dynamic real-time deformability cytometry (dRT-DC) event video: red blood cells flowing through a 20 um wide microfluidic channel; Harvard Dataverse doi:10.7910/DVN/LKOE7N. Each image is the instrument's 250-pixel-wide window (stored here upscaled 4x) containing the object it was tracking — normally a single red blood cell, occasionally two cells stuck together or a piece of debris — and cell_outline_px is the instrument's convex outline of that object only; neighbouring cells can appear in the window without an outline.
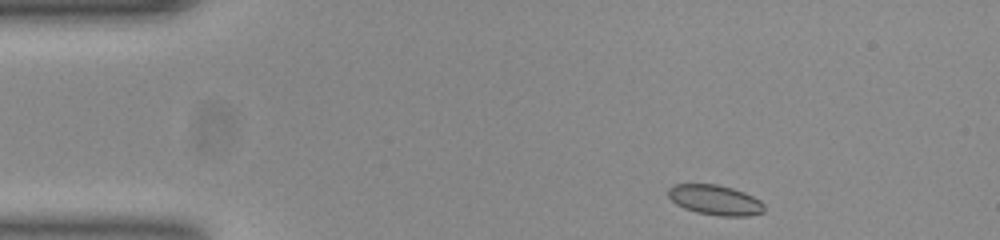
{"species": "common noctule bat (a hibernating species)", "species_latin": "Nyctalus noctula", "temperature_condition": "room temperature", "stored_images_in_passage": 46, "camera_frame_rate_fps": 3000, "um_per_image_px": 0.085, "animal": {"sex": "female", "body_mass_g": 23.0, "forearm_length_mm": 53.4}, "frame": {"image": 1, "passage_image": 1, "time_ms": 0.0, "image_size_px": [1000, 240], "cell_outline_px": [[764, 212], [748, 216], [720, 216], [696, 212], [684, 208], [676, 204], [668, 196], [668, 188], [676, 184], [716, 184], [732, 188], [744, 192], [760, 200], [764, 204]], "centroid_in_image_um": [60.79, 17.0], "position_along_channel_um": 24.2, "area_um2": 16.82}}
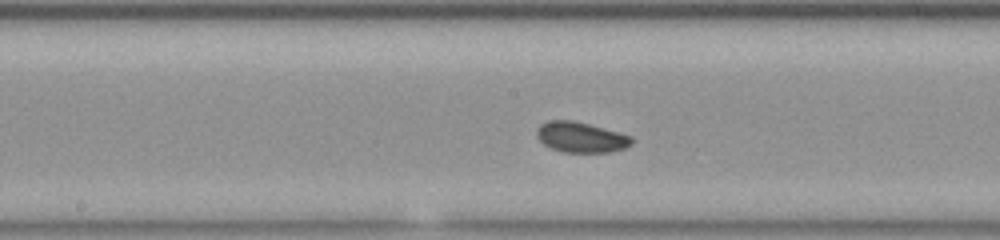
{"frame": {"image": 2, "passage_image": 20, "time_ms": 6.333, "image_size_px": [1000, 240], "cell_outline_px": [[632, 144], [624, 148], [608, 152], [564, 152], [552, 148], [544, 144], [536, 136], [536, 132], [540, 124], [548, 120], [572, 120], [588, 124], [632, 136]], "centroid_in_image_um": [49.35, 11.66], "position_along_channel_um": 198.8, "area_um2": 16.65}}
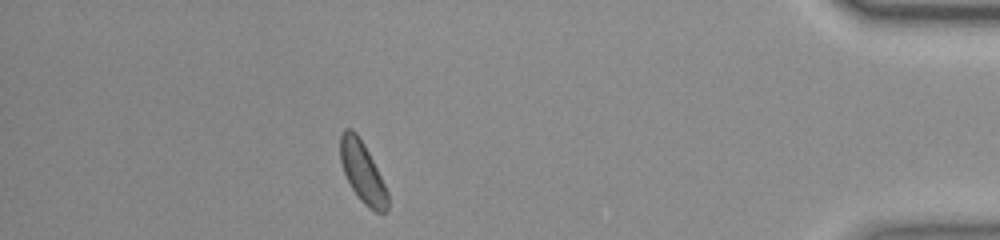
{"frame": {"image": 3, "passage_image": 40, "time_ms": 13.0, "image_size_px": [1000, 240], "cell_outline_px": [[388, 208], [384, 212], [376, 212], [364, 204], [360, 200], [352, 188], [344, 172], [340, 160], [340, 132], [344, 128], [352, 128], [356, 132], [364, 144], [388, 192]], "centroid_in_image_um": [30.79, 14.6], "position_along_channel_um": 404.4, "area_um2": 16.59}, "authors_computed_cell_mechanics": {"area_um2": 16.6464, "velocity_mm_per_s": 3.849, "shape_relaxation_time_tau1_ms": 2.1653, "shape_relaxation_time_tau2_ms": 5.3421, "deformation_change_tau1": 0.0439, "deformation_change_tau2": 0.0905}}